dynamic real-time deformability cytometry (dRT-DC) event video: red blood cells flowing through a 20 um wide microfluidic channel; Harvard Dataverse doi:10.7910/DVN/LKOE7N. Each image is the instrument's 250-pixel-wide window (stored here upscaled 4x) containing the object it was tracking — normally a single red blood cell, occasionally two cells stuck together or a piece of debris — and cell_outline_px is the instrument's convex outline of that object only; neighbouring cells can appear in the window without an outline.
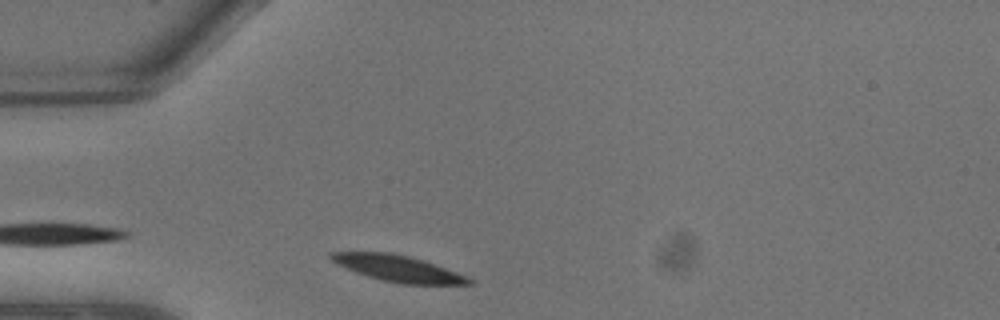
{"species": "common noctule bat (a hibernating species)", "species_latin": "Nyctalus noctula", "temperature_condition": "warm", "stored_images_in_passage": 3, "camera_frame_rate_fps": 3000, "um_per_image_px": 0.085, "animal": {"sex": "male", "body_mass_g": 13.3}, "frame": {"image": 1, "passage_image": 1, "time_ms": 0.0, "image_size_px": [1000, 320], "cell_outline_px": [[472, 284], [404, 284], [384, 280], [368, 276], [356, 272], [332, 260], [328, 256], [332, 252], [388, 252], [408, 256], [468, 276], [472, 280]], "centroid_in_image_um": [33.84, 22.82], "position_along_channel_um": 51.2, "area_um2": 20.4}}
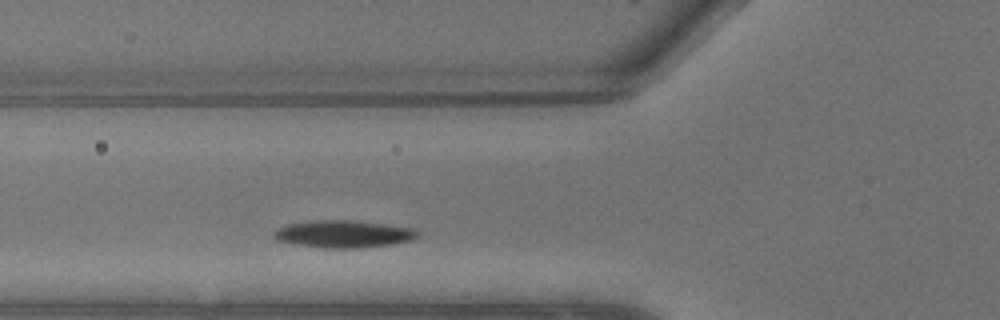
{"frame": {"image": 2, "passage_image": 3, "time_ms": 0.667, "image_size_px": [1000, 320], "cell_outline_px": [[416, 236], [412, 240], [388, 244], [356, 248], [324, 248], [292, 244], [276, 240], [272, 236], [272, 232], [288, 224], [316, 220], [352, 220], [384, 224], [412, 228], [416, 232]], "centroid_in_image_um": [29.11, 19.89], "position_along_channel_um": 96.7, "area_um2": 22.6}}